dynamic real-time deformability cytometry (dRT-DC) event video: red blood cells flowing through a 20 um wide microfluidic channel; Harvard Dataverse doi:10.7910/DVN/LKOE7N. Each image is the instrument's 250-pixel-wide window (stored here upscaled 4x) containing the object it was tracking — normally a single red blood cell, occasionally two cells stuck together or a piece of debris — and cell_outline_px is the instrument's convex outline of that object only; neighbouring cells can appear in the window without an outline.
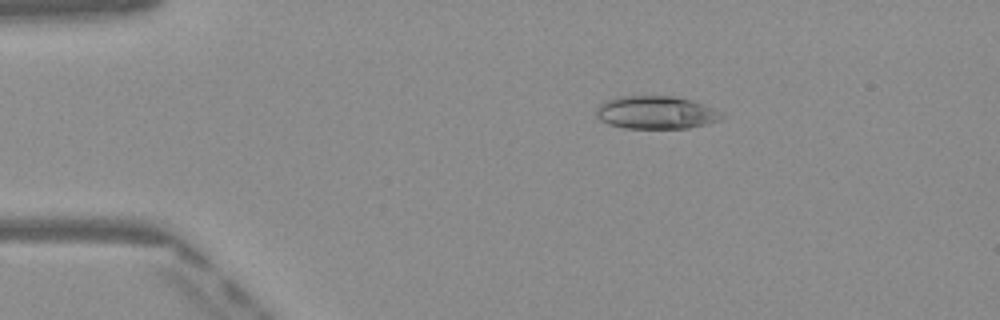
{"species": "Egyptian fruit bat (a non-hibernating species)", "species_latin": "Rousettus aegyptiacus", "temperature_condition": "warm", "stored_images_in_passage": 50, "camera_frame_rate_fps": 3000, "um_per_image_px": 0.085, "frame": {"image": 1, "passage_image": 10, "time_ms": 3.0, "image_size_px": [1000, 320], "cell_outline_px": [[724, 116], [720, 120], [688, 128], [624, 128], [608, 124], [600, 120], [596, 116], [596, 108], [600, 104], [608, 100], [620, 96], [672, 96], [692, 100], [704, 104], [712, 108]], "centroid_in_image_um": [55.72, 9.56], "position_along_channel_um": 29.3, "area_um2": 23.93}}
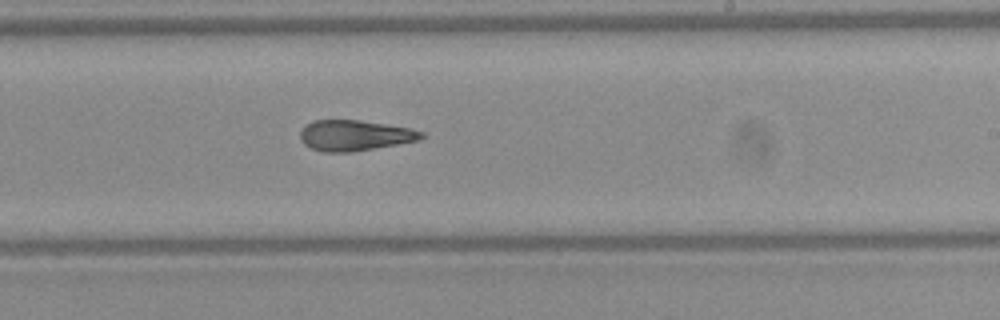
{"frame": {"image": 2, "passage_image": 31, "time_ms": 10.0, "image_size_px": [1000, 320], "cell_outline_px": [[424, 136], [420, 140], [352, 152], [324, 152], [312, 148], [304, 144], [300, 140], [300, 132], [312, 120], [360, 120], [408, 128], [424, 132]], "centroid_in_image_um": [30.14, 11.51], "position_along_channel_um": 258.9, "area_um2": 21.44}}
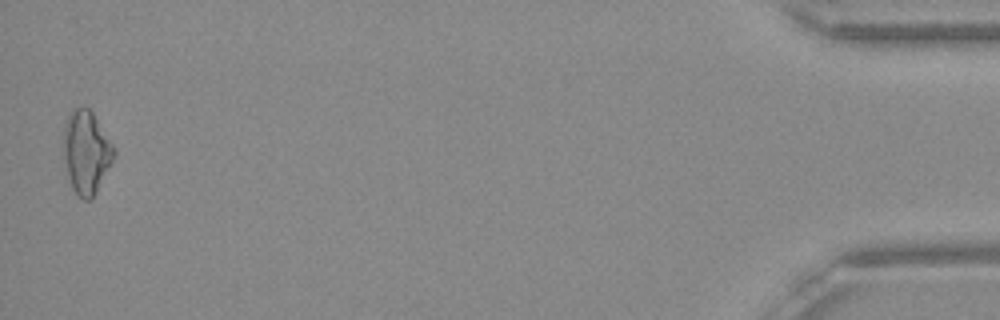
{"frame": {"image": 3, "passage_image": 50, "time_ms": 16.333, "image_size_px": [1000, 320], "cell_outline_px": [[116, 152], [96, 192], [88, 200], [84, 200], [72, 188], [68, 176], [64, 156], [64, 124], [68, 112], [72, 108], [88, 108], [92, 112], [116, 148]], "centroid_in_image_um": [7.33, 12.89], "position_along_channel_um": 427.9, "area_um2": 24.04}, "authors_computed_cell_mechanics": {"area_um2": 22.9466, "velocity_mm_per_s": 4.0947, "shape_relaxation_time_tau1_ms": 11.2987, "shape_relaxation_time_tau2_ms": 2.9463, "deformation_change_tau1": 0.2543, "deformation_change_tau2": 0.1124}}